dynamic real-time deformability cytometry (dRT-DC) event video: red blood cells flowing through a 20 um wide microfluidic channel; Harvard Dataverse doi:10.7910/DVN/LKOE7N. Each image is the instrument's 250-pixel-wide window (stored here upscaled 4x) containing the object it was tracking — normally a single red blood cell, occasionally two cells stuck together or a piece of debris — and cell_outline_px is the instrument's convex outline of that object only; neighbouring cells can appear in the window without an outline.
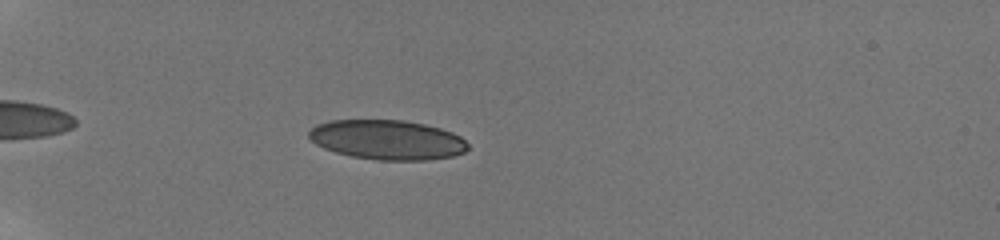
{"species": "human", "species_latin": "Homo sapiens", "temperature_condition": "room temperature", "stored_images_in_passage": 45, "camera_frame_rate_fps": 3000, "um_per_image_px": 0.085, "donor": {"sex": "male"}, "frame": {"image": 1, "passage_image": 7, "time_ms": 2.0, "image_size_px": [1000, 240], "cell_outline_px": [[468, 148], [464, 152], [452, 156], [424, 160], [380, 160], [352, 156], [336, 152], [324, 148], [316, 144], [308, 136], [308, 132], [316, 124], [332, 120], [404, 120], [424, 124], [440, 128], [452, 132], [460, 136], [468, 144]], "centroid_in_image_um": [32.91, 11.87], "position_along_channel_um": 52.1, "area_um2": 36.59}}
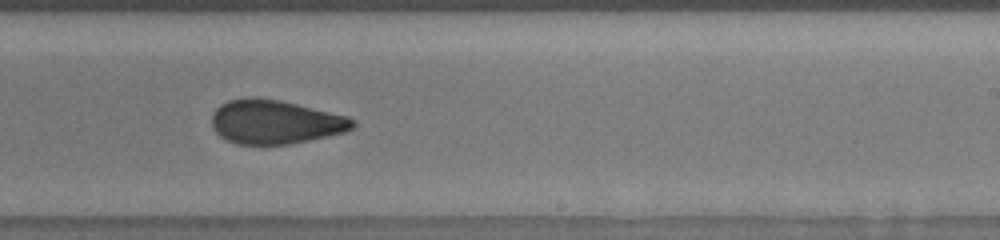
{"frame": {"image": 2, "passage_image": 27, "time_ms": 8.667, "image_size_px": [1000, 240], "cell_outline_px": [[356, 124], [352, 128], [344, 132], [328, 136], [288, 144], [236, 144], [220, 136], [216, 132], [212, 124], [212, 112], [220, 104], [228, 100], [248, 96], [280, 100], [348, 116], [356, 120]], "centroid_in_image_um": [23.38, 10.35], "position_along_channel_um": 265.6, "area_um2": 36.13}}
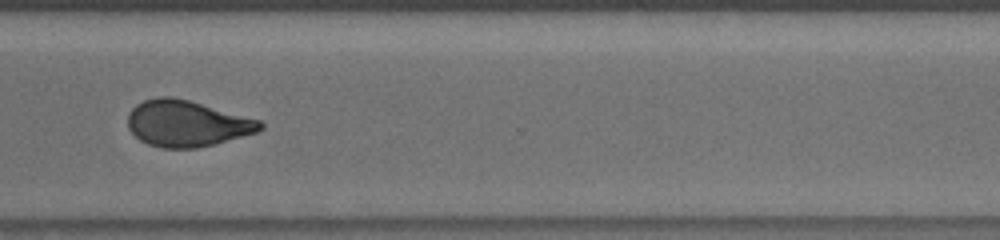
{"frame": {"image": 3, "passage_image": 34, "time_ms": 11.0, "image_size_px": [1000, 240], "cell_outline_px": [[264, 128], [256, 132], [212, 144], [196, 148], [160, 148], [148, 144], [140, 140], [128, 128], [128, 112], [136, 104], [144, 100], [156, 96], [172, 96], [188, 100], [260, 120], [264, 124]], "centroid_in_image_um": [15.84, 10.49], "position_along_channel_um": 354.8, "area_um2": 35.43}, "authors_computed_cell_mechanics": {"area_um2": 36.3562, "velocity_mm_per_s": 3.819, "shape_relaxation_time_tau1_ms": null, "shape_relaxation_time_tau2_ms": 1.3973, "deformation_change_tau1": null, "deformation_change_tau2": 0.0588}}